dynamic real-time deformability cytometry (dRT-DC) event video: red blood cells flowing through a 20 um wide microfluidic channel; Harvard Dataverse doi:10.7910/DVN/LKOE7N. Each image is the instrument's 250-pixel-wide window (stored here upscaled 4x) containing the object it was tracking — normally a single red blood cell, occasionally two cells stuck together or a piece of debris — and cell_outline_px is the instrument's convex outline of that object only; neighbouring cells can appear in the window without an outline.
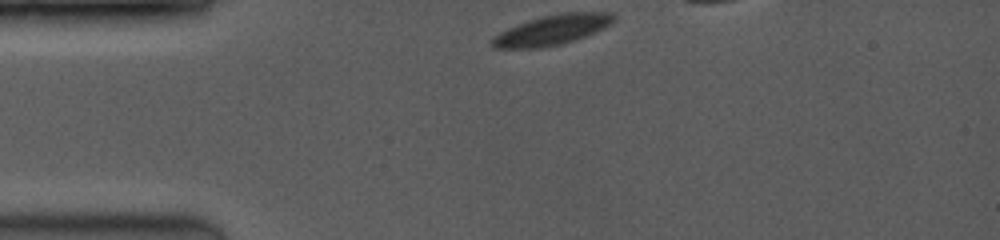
{"species": "common noctule bat (a hibernating species)", "species_latin": "Nyctalus noctula", "temperature_condition": "room temperature", "stored_images_in_passage": 7, "camera_frame_rate_fps": 3500, "um_per_image_px": 0.085, "animal": {"sex": "female", "body_mass_g": 19.0, "forearm_length_mm": 53.3}, "frame": {"image": 1, "passage_image": 1, "time_ms": 0.0, "image_size_px": [1000, 240], "cell_outline_px": [[616, 20], [584, 36], [560, 44], [540, 48], [492, 48], [488, 44], [488, 40], [492, 36], [508, 28], [528, 20], [540, 16], [564, 12], [612, 12], [616, 16]], "centroid_in_image_um": [46.83, 2.54], "position_along_channel_um": 38.2, "area_um2": 21.21}}
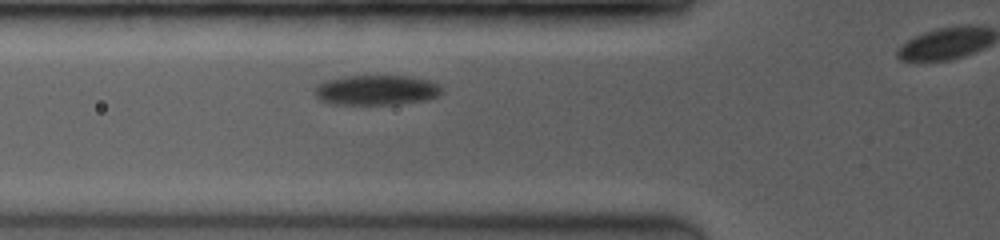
{"frame": {"image": 2, "passage_image": 4, "time_ms": 2.286, "image_size_px": [1000, 240], "cell_outline_px": [[444, 92], [428, 100], [396, 104], [328, 104], [320, 100], [316, 96], [316, 88], [320, 84], [328, 80], [348, 76], [412, 76], [428, 80], [436, 84]], "centroid_in_image_um": [32.02, 7.67], "position_along_channel_um": 93.8, "area_um2": 22.02}}
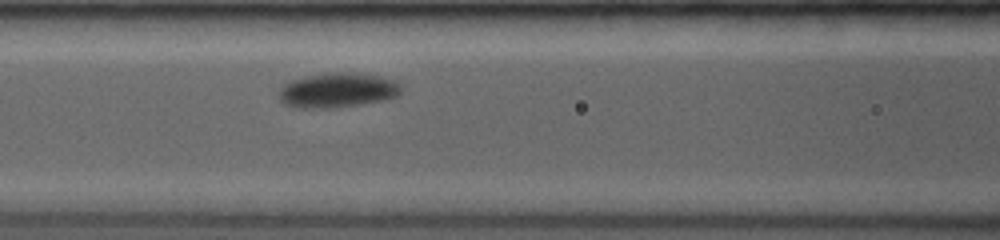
{"frame": {"image": 3, "passage_image": 6, "time_ms": 3.429, "image_size_px": [1000, 240], "cell_outline_px": [[400, 92], [396, 96], [384, 100], [360, 104], [332, 108], [300, 108], [284, 104], [280, 100], [280, 88], [284, 84], [292, 80], [304, 76], [328, 72], [344, 72], [380, 76], [396, 80], [400, 84]], "centroid_in_image_um": [28.68, 7.66], "position_along_channel_um": 137.9, "area_um2": 24.74}}